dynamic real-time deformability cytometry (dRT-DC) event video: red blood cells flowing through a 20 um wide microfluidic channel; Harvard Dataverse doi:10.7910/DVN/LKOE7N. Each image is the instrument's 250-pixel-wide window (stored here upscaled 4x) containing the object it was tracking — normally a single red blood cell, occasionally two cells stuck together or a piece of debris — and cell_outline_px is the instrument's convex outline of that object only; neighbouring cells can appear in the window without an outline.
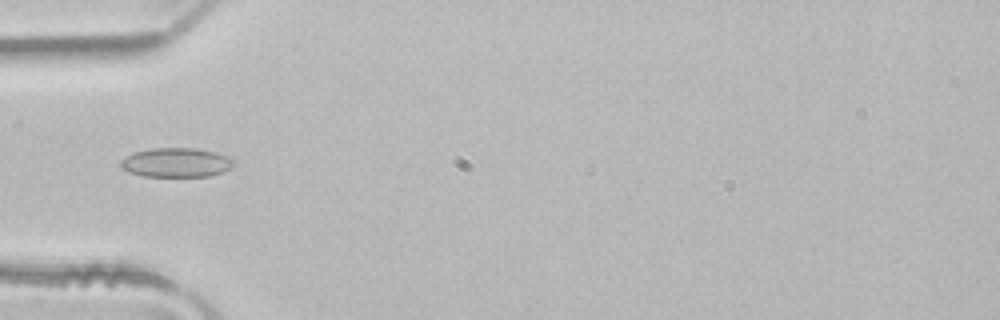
{"species": "common noctule bat (a hibernating species)", "species_latin": "Nyctalus noctula", "temperature_condition": "room temperature", "stored_images_in_passage": 4, "camera_frame_rate_fps": 3000, "um_per_image_px": 0.085, "animal": {"sex": "male", "body_mass_g": 21.5, "forearm_length_mm": 52.0}, "frame": {"image": 1, "passage_image": 4, "time_ms": 1.0, "image_size_px": [1000, 320], "cell_outline_px": [[232, 164], [224, 172], [208, 176], [144, 176], [128, 172], [120, 168], [120, 160], [136, 152], [152, 148], [196, 148], [216, 152], [228, 156], [232, 160]], "centroid_in_image_um": [14.95, 13.81], "position_along_channel_um": 70.0, "area_um2": 19.13}}